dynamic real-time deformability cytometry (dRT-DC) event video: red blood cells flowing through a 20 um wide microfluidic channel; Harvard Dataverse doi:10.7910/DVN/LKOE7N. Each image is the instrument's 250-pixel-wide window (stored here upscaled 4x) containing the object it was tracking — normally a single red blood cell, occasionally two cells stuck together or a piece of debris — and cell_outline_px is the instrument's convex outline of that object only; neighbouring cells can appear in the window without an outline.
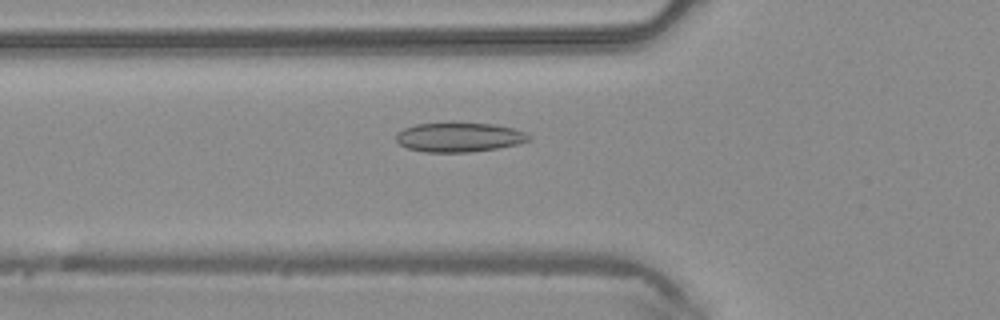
{"species": "common noctule bat (a hibernating species)", "species_latin": "Nyctalus noctula", "temperature_condition": "warm", "stored_images_in_passage": 46, "camera_frame_rate_fps": 3000, "um_per_image_px": 0.085, "animal": {"sex": "male", "body_mass_g": 20.4}, "frame": {"image": 1, "passage_image": 16, "time_ms": 5.0, "image_size_px": [1000, 320], "cell_outline_px": [[532, 140], [516, 144], [496, 148], [468, 152], [424, 152], [408, 148], [400, 144], [396, 140], [396, 132], [404, 128], [416, 124], [452, 120], [496, 124], [512, 128], [524, 132], [532, 136]], "centroid_in_image_um": [39.01, 11.61], "position_along_channel_um": 86.8, "area_um2": 23.52}}
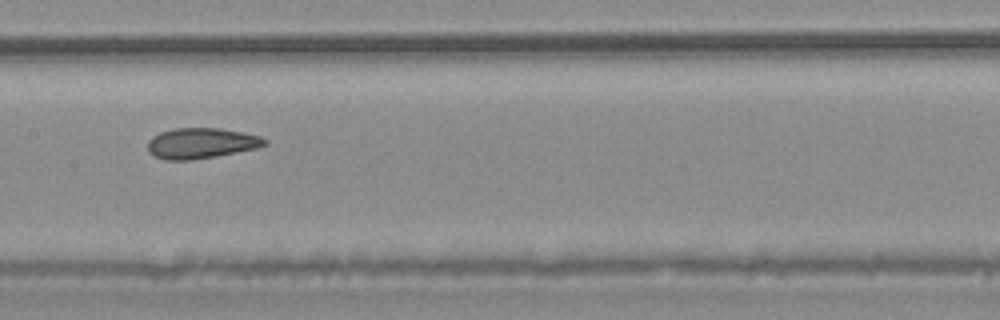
{"frame": {"image": 2, "passage_image": 23, "time_ms": 7.333, "image_size_px": [1000, 320], "cell_outline_px": [[268, 144], [256, 148], [216, 156], [192, 160], [164, 160], [148, 152], [148, 140], [152, 136], [160, 132], [172, 128], [220, 128], [260, 136], [268, 140]], "centroid_in_image_um": [17.08, 12.17], "position_along_channel_um": 190.3, "area_um2": 20.87}}
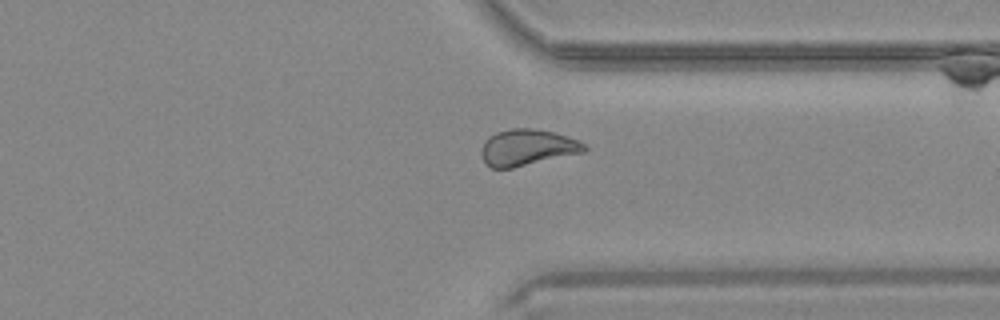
{"frame": {"image": 3, "passage_image": 35, "time_ms": 11.333, "image_size_px": [1000, 320], "cell_outline_px": [[588, 148], [584, 152], [512, 168], [492, 168], [484, 160], [480, 152], [484, 140], [488, 136], [496, 132], [508, 128], [532, 128], [556, 132], [576, 140], [584, 144]], "centroid_in_image_um": [44.79, 12.52], "position_along_channel_um": 366.6, "area_um2": 21.79}}